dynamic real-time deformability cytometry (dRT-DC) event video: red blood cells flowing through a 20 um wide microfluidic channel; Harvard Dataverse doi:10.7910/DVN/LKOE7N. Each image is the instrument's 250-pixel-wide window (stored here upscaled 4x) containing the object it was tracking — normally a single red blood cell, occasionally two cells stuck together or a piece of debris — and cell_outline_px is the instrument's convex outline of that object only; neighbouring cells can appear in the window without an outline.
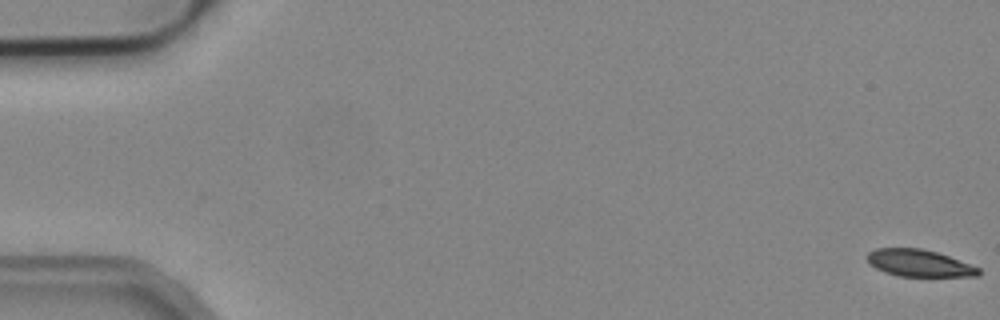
{"species": "common noctule bat (a hibernating species)", "species_latin": "Nyctalus noctula", "temperature_condition": "cold", "stored_images_in_passage": 53, "camera_frame_rate_fps": 3000, "um_per_image_px": 0.085, "animal": {"sex": "male", "body_mass_g": 19.2, "forearm_length_mm": 51.8}, "frame": {"image": 1, "passage_image": 1, "time_ms": 0.0, "image_size_px": [1000, 320], "cell_outline_px": [[980, 276], [896, 276], [884, 272], [868, 264], [864, 256], [868, 252], [876, 248], [920, 248], [936, 252], [948, 256], [980, 268]], "centroid_in_image_um": [78.06, 22.36], "position_along_channel_um": 6.9, "area_um2": 17.63}}
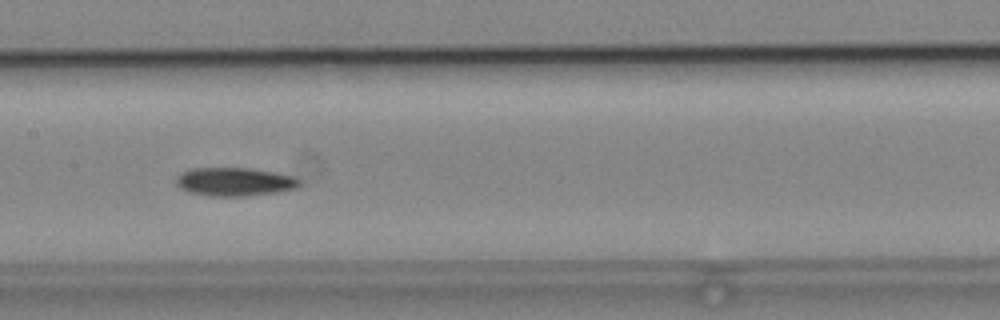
{"frame": {"image": 2, "passage_image": 27, "time_ms": 8.667, "image_size_px": [1000, 320], "cell_outline_px": [[300, 184], [296, 188], [276, 192], [248, 196], [208, 196], [188, 192], [180, 188], [176, 184], [176, 176], [180, 172], [192, 168], [248, 168], [276, 172], [292, 176], [300, 180]], "centroid_in_image_um": [19.9, 15.45], "position_along_channel_um": 187.5, "area_um2": 20.58}}
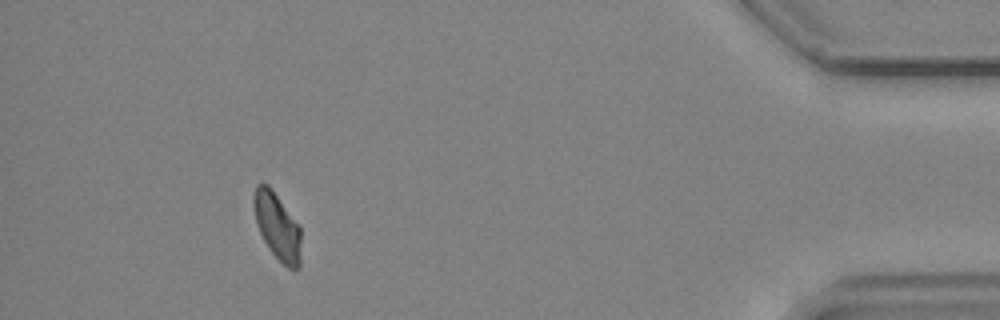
{"frame": {"image": 3, "passage_image": 49, "time_ms": 16.0, "image_size_px": [1000, 320], "cell_outline_px": [[300, 268], [288, 268], [272, 252], [264, 240], [256, 224], [252, 204], [252, 196], [256, 184], [268, 184], [300, 228]], "centroid_in_image_um": [23.53, 19.21], "position_along_channel_um": 411.7, "area_um2": 18.03}, "authors_computed_cell_mechanics": {"area_um2": 19.5364, "velocity_mm_per_s": 3.8886, "shape_relaxation_time_tau1_ms": 9.7249, "shape_relaxation_time_tau2_ms": null, "deformation_change_tau1": 0.1725, "deformation_change_tau2": null}}